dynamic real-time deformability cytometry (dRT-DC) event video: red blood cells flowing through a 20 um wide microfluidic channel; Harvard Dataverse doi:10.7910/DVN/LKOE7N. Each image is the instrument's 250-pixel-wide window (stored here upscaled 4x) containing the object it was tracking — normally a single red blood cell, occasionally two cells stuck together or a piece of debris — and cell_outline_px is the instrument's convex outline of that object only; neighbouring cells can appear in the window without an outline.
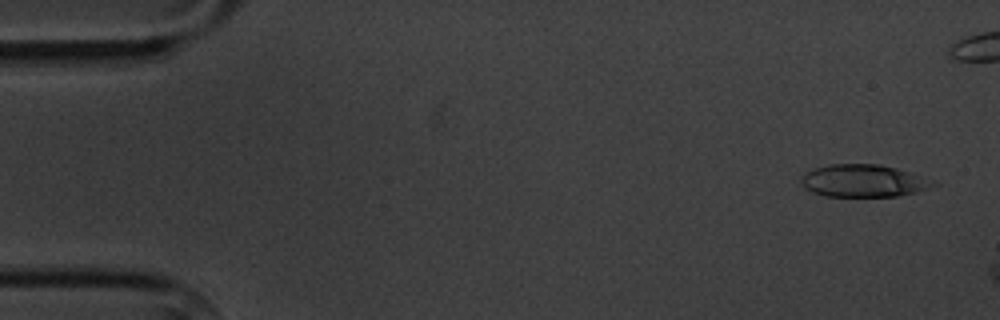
{"species": "common noctule bat (a hibernating species)", "species_latin": "Nyctalus noctula", "temperature_condition": "cold", "stored_images_in_passage": 3, "camera_frame_rate_fps": 3000, "um_per_image_px": 0.085, "animal": {"sex": "male", "body_mass_g": 20.1, "forearm_length_mm": 53.5}, "frame": {"image": 1, "passage_image": 1, "time_ms": 0.0, "image_size_px": [1000, 320], "cell_outline_px": [[940, 184], [916, 192], [896, 196], [824, 196], [812, 192], [804, 188], [800, 180], [808, 172], [816, 168], [828, 164], [880, 164], [896, 168], [908, 172]], "centroid_in_image_um": [73.37, 15.37], "position_along_channel_um": 11.6, "area_um2": 24.62}}